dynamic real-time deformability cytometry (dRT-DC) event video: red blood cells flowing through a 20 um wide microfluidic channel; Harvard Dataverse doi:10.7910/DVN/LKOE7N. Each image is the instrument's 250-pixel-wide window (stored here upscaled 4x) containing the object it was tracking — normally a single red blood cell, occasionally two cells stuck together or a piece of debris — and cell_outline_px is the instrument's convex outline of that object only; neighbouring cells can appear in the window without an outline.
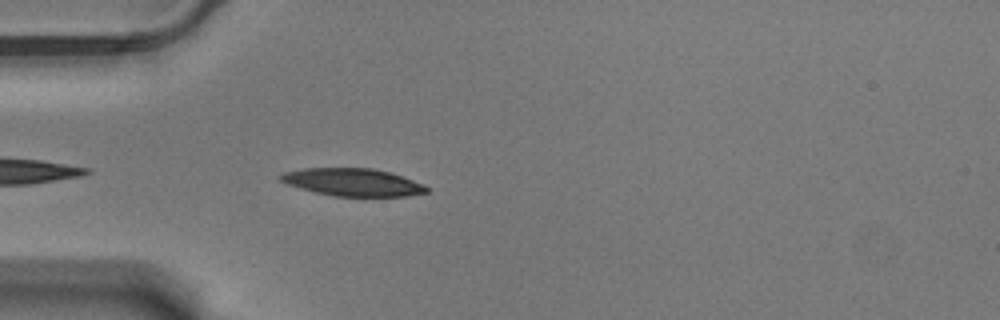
{"species": "Egyptian fruit bat (a non-hibernating species)", "species_latin": "Rousettus aegyptiacus", "temperature_condition": "warm", "stored_images_in_passage": 19, "camera_frame_rate_fps": 3000, "um_per_image_px": 0.085, "animal": {"sex": "male"}, "frame": {"image": 1, "passage_image": 3, "time_ms": 0.667, "image_size_px": [1000, 320], "cell_outline_px": [[428, 192], [408, 196], [332, 196], [316, 192], [288, 184], [280, 180], [280, 176], [284, 172], [304, 168], [372, 168], [388, 172], [424, 184], [428, 188]], "centroid_in_image_um": [30.0, 15.49], "position_along_channel_um": 55.0, "area_um2": 23.18}}
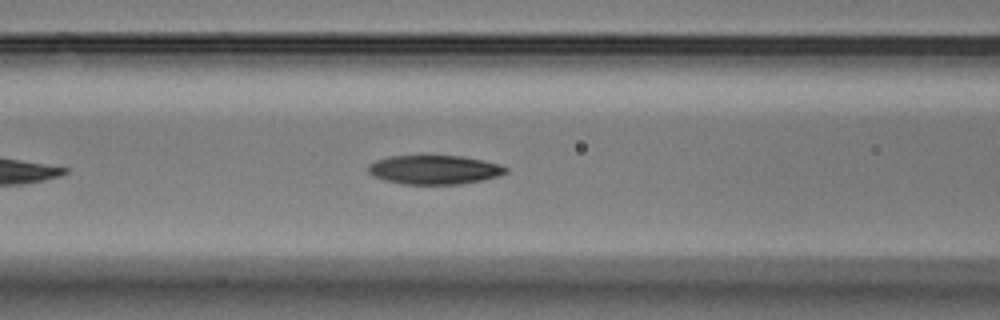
{"frame": {"image": 2, "passage_image": 10, "time_ms": 3.0, "image_size_px": [1000, 320], "cell_outline_px": [[508, 172], [496, 176], [464, 184], [400, 184], [384, 180], [372, 176], [368, 172], [368, 164], [376, 160], [392, 156], [460, 156], [500, 164], [508, 168]], "centroid_in_image_um": [36.88, 14.43], "position_along_channel_um": 129.7, "area_um2": 23.18}}
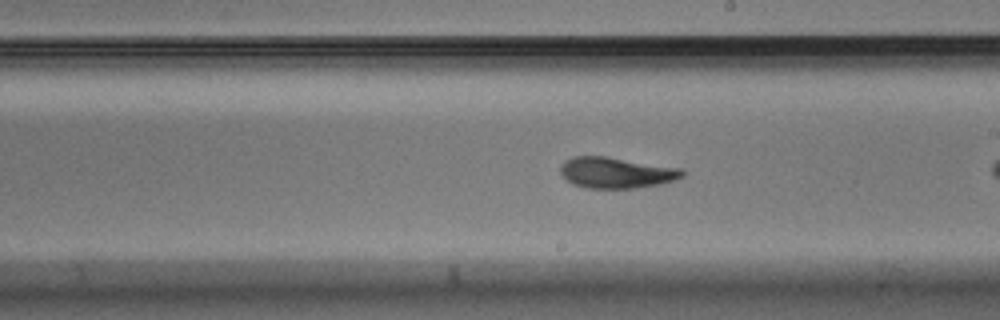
{"frame": {"image": 3, "passage_image": 16, "time_ms": 5.0, "image_size_px": [1000, 320], "cell_outline_px": [[684, 176], [660, 184], [636, 188], [588, 188], [572, 184], [560, 172], [560, 168], [564, 160], [572, 156], [604, 156], [684, 168]], "centroid_in_image_um": [52.39, 14.67], "position_along_channel_um": 236.6, "area_um2": 22.02}}